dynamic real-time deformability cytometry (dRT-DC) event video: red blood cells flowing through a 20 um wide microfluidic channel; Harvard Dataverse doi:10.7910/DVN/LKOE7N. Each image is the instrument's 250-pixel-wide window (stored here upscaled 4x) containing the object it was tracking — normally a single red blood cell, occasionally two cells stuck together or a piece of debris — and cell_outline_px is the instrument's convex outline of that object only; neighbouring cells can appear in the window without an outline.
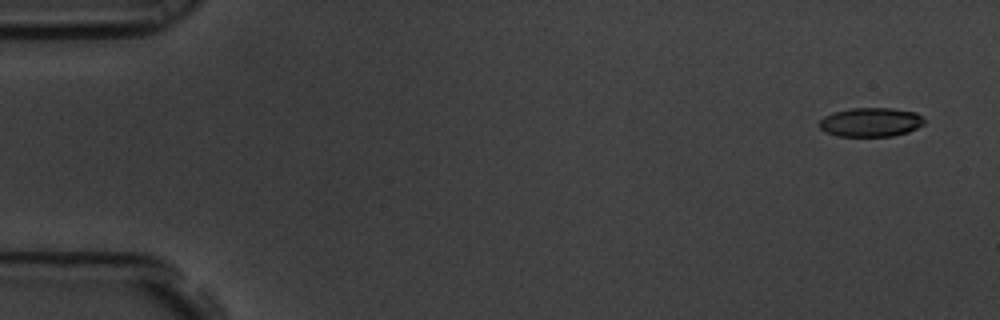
{"species": "common noctule bat (a hibernating species)", "species_latin": "Nyctalus noctula", "temperature_condition": "room temperature", "stored_images_in_passage": 5, "camera_frame_rate_fps": 3000, "um_per_image_px": 0.085, "animal": {"sex": "male", "body_mass_g": 19.5, "forearm_length_mm": 54.6}, "frame": {"image": 1, "passage_image": 1, "time_ms": 0.0, "image_size_px": [1000, 320], "cell_outline_px": [[924, 124], [908, 132], [892, 136], [836, 136], [824, 132], [820, 128], [820, 120], [824, 116], [832, 112], [852, 108], [892, 108], [916, 112], [924, 120]], "centroid_in_image_um": [73.99, 10.38], "position_along_channel_um": 11.0, "area_um2": 17.8}}
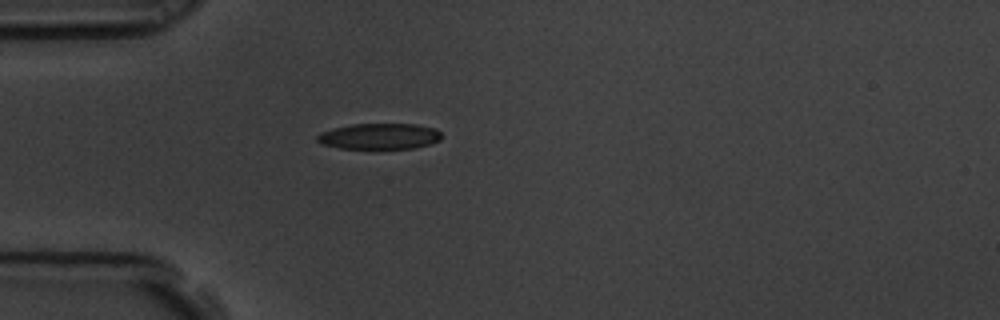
{"frame": {"image": 2, "passage_image": 5, "time_ms": 1.333, "image_size_px": [1000, 320], "cell_outline_px": [[440, 140], [432, 144], [416, 148], [340, 148], [320, 144], [316, 140], [316, 136], [320, 132], [352, 124], [416, 124], [432, 128], [440, 132]], "centroid_in_image_um": [32.24, 11.59], "position_along_channel_um": 52.8, "area_um2": 18.67}}